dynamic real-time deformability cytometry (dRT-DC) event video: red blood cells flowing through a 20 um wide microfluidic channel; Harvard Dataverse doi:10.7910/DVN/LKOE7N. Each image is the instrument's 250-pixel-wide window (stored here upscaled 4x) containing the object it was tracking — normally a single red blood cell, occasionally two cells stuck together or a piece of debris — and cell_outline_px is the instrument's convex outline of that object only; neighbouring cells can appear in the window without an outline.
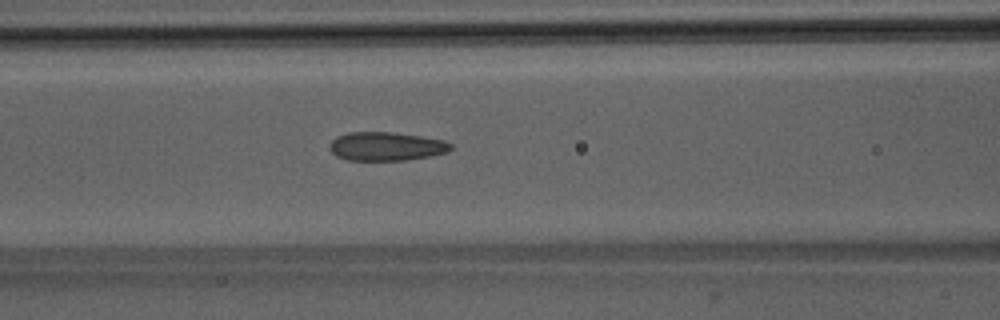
{"species": "Egyptian fruit bat (a non-hibernating species)", "species_latin": "Rousettus aegyptiacus", "temperature_condition": "room temperature", "stored_images_in_passage": 50, "camera_frame_rate_fps": 3000, "um_per_image_px": 0.085, "animal": {"sex": "male"}, "frame": {"image": 1, "passage_image": 21, "time_ms": 6.667, "image_size_px": [1000, 320], "cell_outline_px": [[452, 148], [448, 152], [428, 156], [404, 160], [348, 160], [336, 156], [328, 148], [328, 144], [336, 136], [348, 132], [392, 132], [420, 136], [444, 140], [452, 144]], "centroid_in_image_um": [32.79, 12.43], "position_along_channel_um": 133.8, "area_um2": 20.29}}
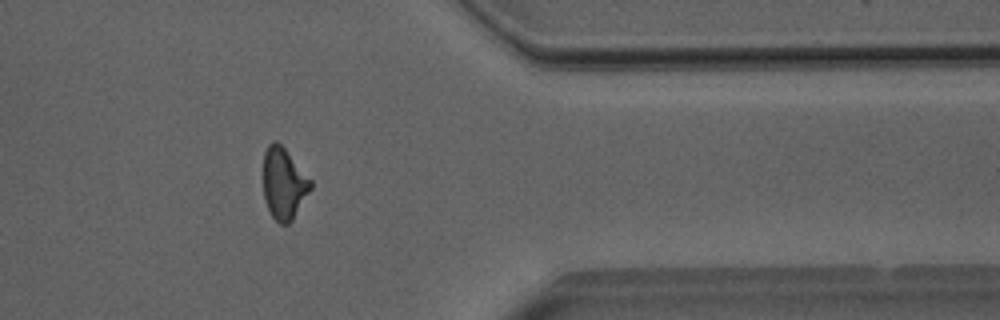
{"frame": {"image": 2, "passage_image": 41, "time_ms": 13.333, "image_size_px": [1000, 320], "cell_outline_px": [[312, 188], [292, 220], [288, 224], [280, 224], [272, 216], [268, 208], [264, 196], [264, 152], [268, 144], [272, 140], [276, 140], [284, 148], [312, 180]], "centroid_in_image_um": [24.13, 15.59], "position_along_channel_um": 387.3, "area_um2": 19.59}}
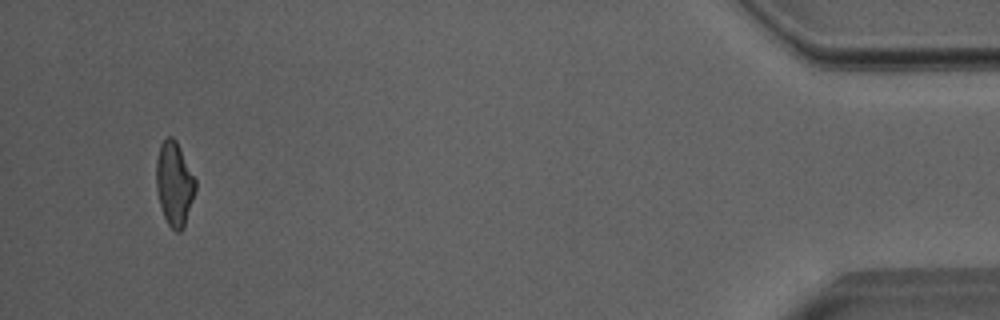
{"frame": {"image": 3, "passage_image": 48, "time_ms": 15.667, "image_size_px": [1000, 320], "cell_outline_px": [[196, 188], [184, 228], [180, 232], [176, 232], [168, 224], [164, 216], [160, 204], [156, 188], [156, 160], [160, 144], [168, 136], [172, 136], [176, 140], [196, 180]], "centroid_in_image_um": [14.81, 15.62], "position_along_channel_um": 420.4, "area_um2": 19.13}, "authors_computed_cell_mechanics": {"area_um2": 20.3167, "velocity_mm_per_s": 4.0398, "shape_relaxation_time_tau1_ms": null, "shape_relaxation_time_tau2_ms": 1.652, "deformation_change_tau1": null, "deformation_change_tau2": 0.0994}}